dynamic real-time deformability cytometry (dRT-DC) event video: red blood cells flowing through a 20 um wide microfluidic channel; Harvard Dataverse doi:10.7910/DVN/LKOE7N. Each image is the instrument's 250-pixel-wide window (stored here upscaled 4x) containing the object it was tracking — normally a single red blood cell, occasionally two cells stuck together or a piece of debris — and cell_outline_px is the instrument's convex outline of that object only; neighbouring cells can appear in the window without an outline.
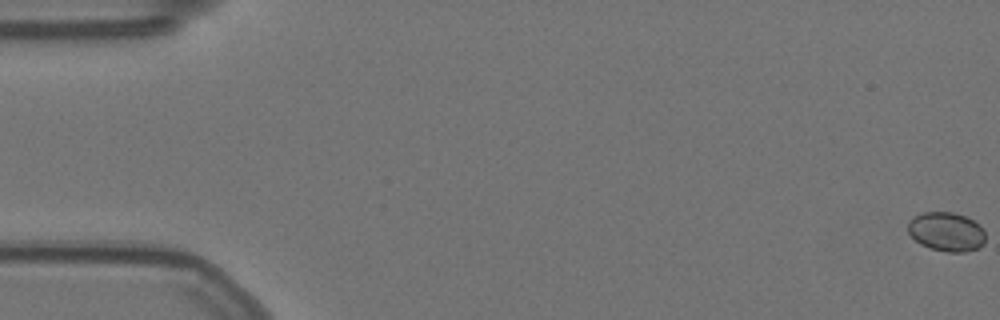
{"species": "Egyptian fruit bat (a non-hibernating species)", "species_latin": "Rousettus aegyptiacus", "temperature_condition": "warm", "stored_images_in_passage": 59, "camera_frame_rate_fps": 3000, "um_per_image_px": 0.085, "animal": {"sex": "female"}, "frame": {"image": 1, "passage_image": 1, "time_ms": 0.0, "image_size_px": [1000, 320], "cell_outline_px": [[984, 244], [980, 248], [964, 252], [948, 252], [932, 248], [920, 244], [908, 232], [908, 220], [912, 216], [924, 212], [952, 212], [964, 216], [980, 224], [984, 232]], "centroid_in_image_um": [80.44, 19.69], "position_along_channel_um": 4.6, "area_um2": 17.69}}
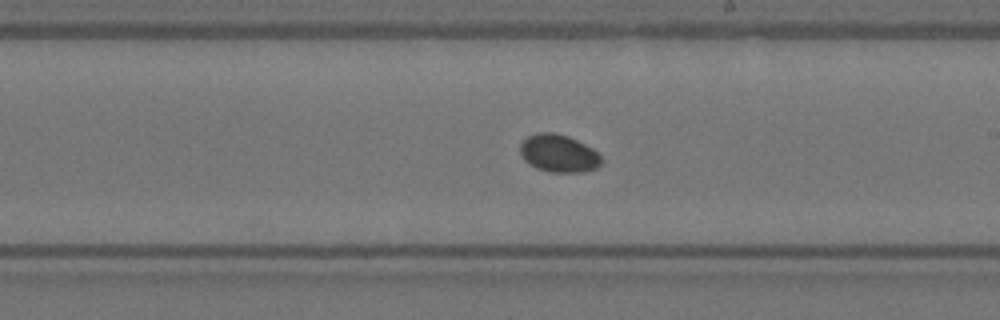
{"frame": {"image": 2, "passage_image": 34, "time_ms": 11.0, "image_size_px": [1000, 320], "cell_outline_px": [[604, 160], [596, 168], [580, 172], [552, 172], [536, 168], [524, 160], [520, 156], [520, 144], [528, 136], [540, 132], [552, 132], [568, 136], [592, 148]], "centroid_in_image_um": [47.47, 13.04], "position_along_channel_um": 241.5, "area_um2": 17.74}}
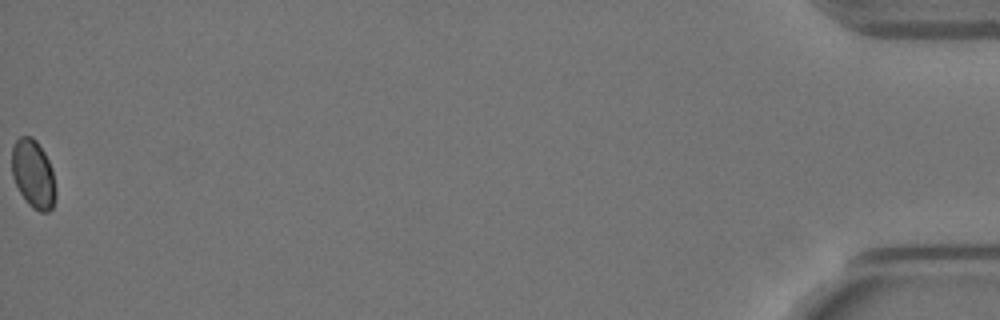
{"frame": {"image": 3, "passage_image": 59, "time_ms": 19.333, "image_size_px": [1000, 320], "cell_outline_px": [[56, 196], [52, 208], [48, 212], [40, 212], [32, 208], [28, 204], [20, 192], [12, 176], [12, 144], [20, 136], [32, 136], [36, 140], [44, 152], [52, 168], [56, 192]], "centroid_in_image_um": [2.83, 14.79], "position_along_channel_um": 432.4, "area_um2": 17.57}}